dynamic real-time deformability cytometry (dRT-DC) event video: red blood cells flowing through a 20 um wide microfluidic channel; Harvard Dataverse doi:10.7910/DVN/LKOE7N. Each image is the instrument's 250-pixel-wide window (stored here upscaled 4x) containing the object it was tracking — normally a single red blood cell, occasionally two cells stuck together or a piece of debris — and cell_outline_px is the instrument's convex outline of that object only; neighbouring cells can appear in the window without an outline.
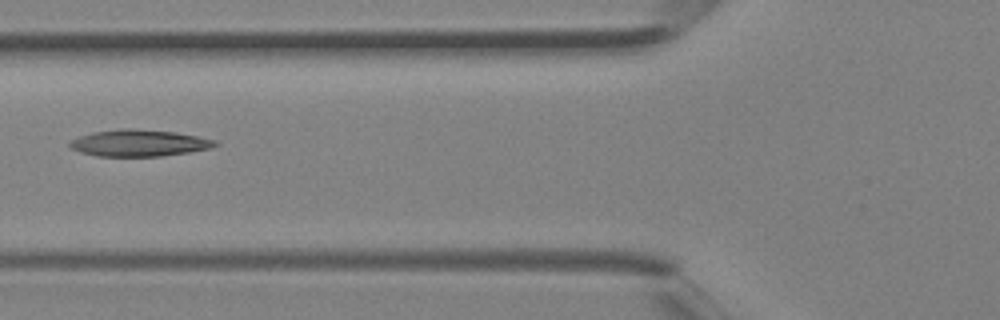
{"species": "Egyptian fruit bat (a non-hibernating species)", "species_latin": "Rousettus aegyptiacus", "temperature_condition": "room temperature", "stored_images_in_passage": 4, "camera_frame_rate_fps": 3000, "um_per_image_px": 0.085, "animal": {"sex": "female"}, "frame": {"image": 1, "passage_image": 4, "time_ms": 1.0, "image_size_px": [1000, 320], "cell_outline_px": [[220, 144], [212, 148], [188, 152], [160, 156], [96, 156], [80, 152], [72, 148], [68, 144], [72, 140], [80, 136], [92, 132], [128, 128], [176, 132], [216, 140]], "centroid_in_image_um": [11.84, 12.16], "position_along_channel_um": 114.0, "area_um2": 22.43}}